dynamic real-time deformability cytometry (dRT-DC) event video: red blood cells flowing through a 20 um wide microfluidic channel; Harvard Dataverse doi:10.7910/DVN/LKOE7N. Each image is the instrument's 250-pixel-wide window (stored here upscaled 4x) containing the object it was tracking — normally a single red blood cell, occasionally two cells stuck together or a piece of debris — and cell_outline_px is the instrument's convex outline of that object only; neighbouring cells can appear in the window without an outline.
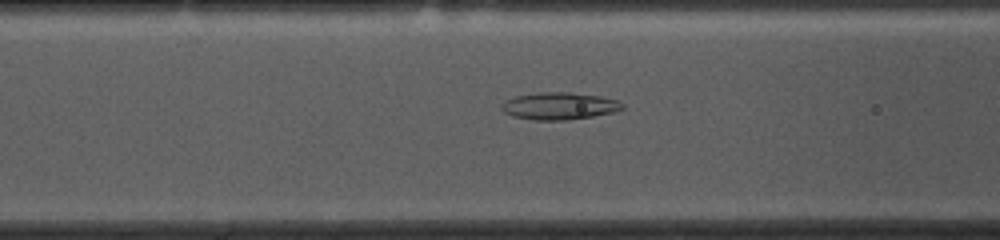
{"species": "common noctule bat (a hibernating species)", "species_latin": "Nyctalus noctula", "temperature_condition": "cold", "stored_images_in_passage": 54, "camera_frame_rate_fps": 3000, "um_per_image_px": 0.085, "animal": {"sex": "female", "body_mass_g": 10.0, "forearm_length_mm": 53.1}, "frame": {"image": 1, "passage_image": 20, "time_ms": 6.333, "image_size_px": [1000, 240], "cell_outline_px": [[624, 108], [612, 112], [592, 116], [568, 120], [532, 120], [512, 116], [504, 112], [500, 108], [500, 104], [504, 100], [516, 96], [540, 92], [568, 92], [600, 96], [616, 100], [624, 104]], "centroid_in_image_um": [47.49, 9.01], "position_along_channel_um": 119.1, "area_um2": 19.19}}
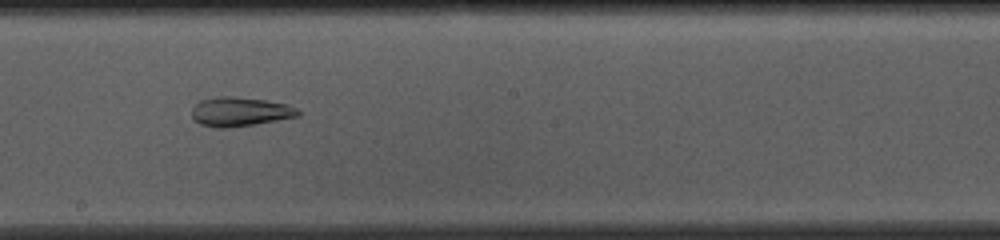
{"frame": {"image": 2, "passage_image": 29, "time_ms": 9.333, "image_size_px": [1000, 240], "cell_outline_px": [[300, 116], [256, 124], [228, 128], [216, 128], [200, 124], [192, 120], [192, 108], [200, 100], [220, 96], [236, 96], [264, 100], [288, 104], [296, 108], [300, 112]], "centroid_in_image_um": [20.38, 9.5], "position_along_channel_um": 227.8, "area_um2": 18.26}}
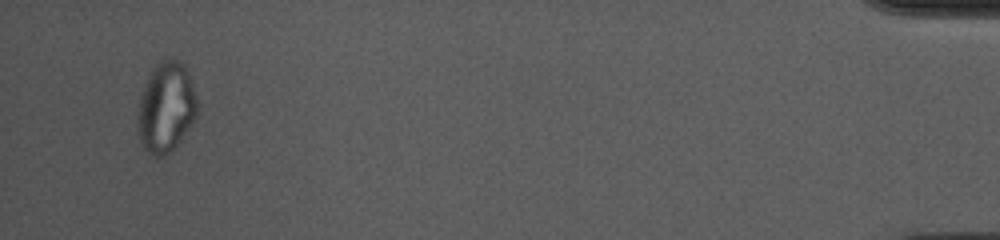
{"frame": {"image": 3, "passage_image": 52, "time_ms": 17.0, "image_size_px": [1000, 240], "cell_outline_px": [[196, 116], [172, 152], [164, 156], [156, 156], [148, 152], [144, 148], [140, 140], [136, 116], [140, 96], [148, 76], [152, 68], [160, 60], [180, 60], [184, 64], [188, 72], [196, 100]], "centroid_in_image_um": [14.08, 9.13], "position_along_channel_um": 421.1, "area_um2": 31.04}, "authors_computed_cell_mechanics": {"area_um2": 23.4957, "velocity_mm_per_s": 3.629, "shape_relaxation_time_tau1_ms": null, "shape_relaxation_time_tau2_ms": 2.4147, "deformation_change_tau1": null, "deformation_change_tau2": 0.0901}}